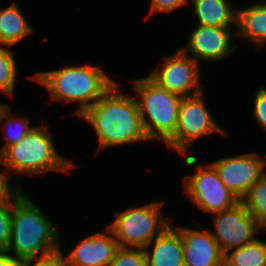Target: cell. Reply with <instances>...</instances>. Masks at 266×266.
<instances>
[{
    "label": "cell",
    "mask_w": 266,
    "mask_h": 266,
    "mask_svg": "<svg viewBox=\"0 0 266 266\" xmlns=\"http://www.w3.org/2000/svg\"><path fill=\"white\" fill-rule=\"evenodd\" d=\"M204 94L206 93L202 92L194 96L182 97L175 134L165 143V146L185 157L184 163L188 167H195L198 163L197 156L192 155L193 152L190 150V146L196 140L211 134H220L224 137L228 135V132L213 119V113L208 109Z\"/></svg>",
    "instance_id": "obj_6"
},
{
    "label": "cell",
    "mask_w": 266,
    "mask_h": 266,
    "mask_svg": "<svg viewBox=\"0 0 266 266\" xmlns=\"http://www.w3.org/2000/svg\"><path fill=\"white\" fill-rule=\"evenodd\" d=\"M264 157V158H263ZM224 185L241 201L251 186L266 172V153L245 152L210 162Z\"/></svg>",
    "instance_id": "obj_11"
},
{
    "label": "cell",
    "mask_w": 266,
    "mask_h": 266,
    "mask_svg": "<svg viewBox=\"0 0 266 266\" xmlns=\"http://www.w3.org/2000/svg\"><path fill=\"white\" fill-rule=\"evenodd\" d=\"M143 250L147 266H184L181 236L172 223Z\"/></svg>",
    "instance_id": "obj_15"
},
{
    "label": "cell",
    "mask_w": 266,
    "mask_h": 266,
    "mask_svg": "<svg viewBox=\"0 0 266 266\" xmlns=\"http://www.w3.org/2000/svg\"><path fill=\"white\" fill-rule=\"evenodd\" d=\"M118 82L79 118L94 129L98 152L108 147L150 142L147 138L135 96L120 92Z\"/></svg>",
    "instance_id": "obj_1"
},
{
    "label": "cell",
    "mask_w": 266,
    "mask_h": 266,
    "mask_svg": "<svg viewBox=\"0 0 266 266\" xmlns=\"http://www.w3.org/2000/svg\"><path fill=\"white\" fill-rule=\"evenodd\" d=\"M12 106L13 104L3 102L0 104V123L3 122L1 131L4 137L3 140H5L3 146L0 147V154L6 148L22 140L32 128L28 117L12 114Z\"/></svg>",
    "instance_id": "obj_19"
},
{
    "label": "cell",
    "mask_w": 266,
    "mask_h": 266,
    "mask_svg": "<svg viewBox=\"0 0 266 266\" xmlns=\"http://www.w3.org/2000/svg\"><path fill=\"white\" fill-rule=\"evenodd\" d=\"M119 248L113 232L106 226L104 232L94 233L80 240L70 253L60 255L75 266H109Z\"/></svg>",
    "instance_id": "obj_14"
},
{
    "label": "cell",
    "mask_w": 266,
    "mask_h": 266,
    "mask_svg": "<svg viewBox=\"0 0 266 266\" xmlns=\"http://www.w3.org/2000/svg\"><path fill=\"white\" fill-rule=\"evenodd\" d=\"M211 215L214 228L211 234L223 254L231 249L245 246L259 234V223L248 212L242 201Z\"/></svg>",
    "instance_id": "obj_10"
},
{
    "label": "cell",
    "mask_w": 266,
    "mask_h": 266,
    "mask_svg": "<svg viewBox=\"0 0 266 266\" xmlns=\"http://www.w3.org/2000/svg\"><path fill=\"white\" fill-rule=\"evenodd\" d=\"M253 106V116L257 121L256 123L266 131V87L264 85L256 90Z\"/></svg>",
    "instance_id": "obj_26"
},
{
    "label": "cell",
    "mask_w": 266,
    "mask_h": 266,
    "mask_svg": "<svg viewBox=\"0 0 266 266\" xmlns=\"http://www.w3.org/2000/svg\"><path fill=\"white\" fill-rule=\"evenodd\" d=\"M22 266H57V253L42 259L23 260Z\"/></svg>",
    "instance_id": "obj_28"
},
{
    "label": "cell",
    "mask_w": 266,
    "mask_h": 266,
    "mask_svg": "<svg viewBox=\"0 0 266 266\" xmlns=\"http://www.w3.org/2000/svg\"><path fill=\"white\" fill-rule=\"evenodd\" d=\"M23 260L14 258L7 253H0V266H22Z\"/></svg>",
    "instance_id": "obj_29"
},
{
    "label": "cell",
    "mask_w": 266,
    "mask_h": 266,
    "mask_svg": "<svg viewBox=\"0 0 266 266\" xmlns=\"http://www.w3.org/2000/svg\"><path fill=\"white\" fill-rule=\"evenodd\" d=\"M225 266H266V241L255 238L252 242L224 254Z\"/></svg>",
    "instance_id": "obj_20"
},
{
    "label": "cell",
    "mask_w": 266,
    "mask_h": 266,
    "mask_svg": "<svg viewBox=\"0 0 266 266\" xmlns=\"http://www.w3.org/2000/svg\"><path fill=\"white\" fill-rule=\"evenodd\" d=\"M185 198L205 213H216L239 202L236 196L221 181L219 173L209 162L196 165L194 174L183 177Z\"/></svg>",
    "instance_id": "obj_8"
},
{
    "label": "cell",
    "mask_w": 266,
    "mask_h": 266,
    "mask_svg": "<svg viewBox=\"0 0 266 266\" xmlns=\"http://www.w3.org/2000/svg\"><path fill=\"white\" fill-rule=\"evenodd\" d=\"M14 201L0 202V253H6L11 238V213Z\"/></svg>",
    "instance_id": "obj_24"
},
{
    "label": "cell",
    "mask_w": 266,
    "mask_h": 266,
    "mask_svg": "<svg viewBox=\"0 0 266 266\" xmlns=\"http://www.w3.org/2000/svg\"><path fill=\"white\" fill-rule=\"evenodd\" d=\"M231 28L201 26L196 24L186 39V46L180 49L190 55L196 62H219L229 56L237 46L232 45L233 34Z\"/></svg>",
    "instance_id": "obj_12"
},
{
    "label": "cell",
    "mask_w": 266,
    "mask_h": 266,
    "mask_svg": "<svg viewBox=\"0 0 266 266\" xmlns=\"http://www.w3.org/2000/svg\"><path fill=\"white\" fill-rule=\"evenodd\" d=\"M237 37H242L260 48L266 45V1L250 3L242 9L237 8ZM252 41V42H251ZM263 45V46H262Z\"/></svg>",
    "instance_id": "obj_16"
},
{
    "label": "cell",
    "mask_w": 266,
    "mask_h": 266,
    "mask_svg": "<svg viewBox=\"0 0 266 266\" xmlns=\"http://www.w3.org/2000/svg\"><path fill=\"white\" fill-rule=\"evenodd\" d=\"M231 0H191L192 12L201 26L236 28L237 7Z\"/></svg>",
    "instance_id": "obj_17"
},
{
    "label": "cell",
    "mask_w": 266,
    "mask_h": 266,
    "mask_svg": "<svg viewBox=\"0 0 266 266\" xmlns=\"http://www.w3.org/2000/svg\"><path fill=\"white\" fill-rule=\"evenodd\" d=\"M33 30L16 2L0 9V46L13 47L33 33Z\"/></svg>",
    "instance_id": "obj_18"
},
{
    "label": "cell",
    "mask_w": 266,
    "mask_h": 266,
    "mask_svg": "<svg viewBox=\"0 0 266 266\" xmlns=\"http://www.w3.org/2000/svg\"><path fill=\"white\" fill-rule=\"evenodd\" d=\"M28 78L42 85L51 100L77 103L72 114L81 116L116 82L99 65H66L52 71L37 72Z\"/></svg>",
    "instance_id": "obj_3"
},
{
    "label": "cell",
    "mask_w": 266,
    "mask_h": 266,
    "mask_svg": "<svg viewBox=\"0 0 266 266\" xmlns=\"http://www.w3.org/2000/svg\"><path fill=\"white\" fill-rule=\"evenodd\" d=\"M132 83L147 138L165 144L175 134L182 96L159 86L148 75Z\"/></svg>",
    "instance_id": "obj_5"
},
{
    "label": "cell",
    "mask_w": 266,
    "mask_h": 266,
    "mask_svg": "<svg viewBox=\"0 0 266 266\" xmlns=\"http://www.w3.org/2000/svg\"><path fill=\"white\" fill-rule=\"evenodd\" d=\"M201 224L192 229L174 227L181 236L184 266H223L224 254L211 231L201 229Z\"/></svg>",
    "instance_id": "obj_13"
},
{
    "label": "cell",
    "mask_w": 266,
    "mask_h": 266,
    "mask_svg": "<svg viewBox=\"0 0 266 266\" xmlns=\"http://www.w3.org/2000/svg\"><path fill=\"white\" fill-rule=\"evenodd\" d=\"M47 128L46 125L33 126L22 140L0 154V165L12 178L15 177L14 174L17 175L15 183L20 187L22 183L19 175L40 176L50 171L66 174L76 166L71 159L65 158L56 150L54 137Z\"/></svg>",
    "instance_id": "obj_4"
},
{
    "label": "cell",
    "mask_w": 266,
    "mask_h": 266,
    "mask_svg": "<svg viewBox=\"0 0 266 266\" xmlns=\"http://www.w3.org/2000/svg\"><path fill=\"white\" fill-rule=\"evenodd\" d=\"M165 201H153L123 212L114 211L113 221L107 227L113 232L119 247L144 248L170 224L163 214ZM165 216V217H164Z\"/></svg>",
    "instance_id": "obj_7"
},
{
    "label": "cell",
    "mask_w": 266,
    "mask_h": 266,
    "mask_svg": "<svg viewBox=\"0 0 266 266\" xmlns=\"http://www.w3.org/2000/svg\"><path fill=\"white\" fill-rule=\"evenodd\" d=\"M9 46H0V92L13 99L17 81V62Z\"/></svg>",
    "instance_id": "obj_21"
},
{
    "label": "cell",
    "mask_w": 266,
    "mask_h": 266,
    "mask_svg": "<svg viewBox=\"0 0 266 266\" xmlns=\"http://www.w3.org/2000/svg\"><path fill=\"white\" fill-rule=\"evenodd\" d=\"M185 5H188L186 0H150L149 14L145 19L147 20L152 14L173 12Z\"/></svg>",
    "instance_id": "obj_27"
},
{
    "label": "cell",
    "mask_w": 266,
    "mask_h": 266,
    "mask_svg": "<svg viewBox=\"0 0 266 266\" xmlns=\"http://www.w3.org/2000/svg\"><path fill=\"white\" fill-rule=\"evenodd\" d=\"M11 178L6 169L0 170V202L15 201L23 193L18 184L11 183Z\"/></svg>",
    "instance_id": "obj_25"
},
{
    "label": "cell",
    "mask_w": 266,
    "mask_h": 266,
    "mask_svg": "<svg viewBox=\"0 0 266 266\" xmlns=\"http://www.w3.org/2000/svg\"><path fill=\"white\" fill-rule=\"evenodd\" d=\"M109 266H147L145 252L142 248L119 247Z\"/></svg>",
    "instance_id": "obj_23"
},
{
    "label": "cell",
    "mask_w": 266,
    "mask_h": 266,
    "mask_svg": "<svg viewBox=\"0 0 266 266\" xmlns=\"http://www.w3.org/2000/svg\"><path fill=\"white\" fill-rule=\"evenodd\" d=\"M259 230H265L266 232V218L259 224Z\"/></svg>",
    "instance_id": "obj_31"
},
{
    "label": "cell",
    "mask_w": 266,
    "mask_h": 266,
    "mask_svg": "<svg viewBox=\"0 0 266 266\" xmlns=\"http://www.w3.org/2000/svg\"><path fill=\"white\" fill-rule=\"evenodd\" d=\"M57 266H75L64 259L60 253H57Z\"/></svg>",
    "instance_id": "obj_30"
},
{
    "label": "cell",
    "mask_w": 266,
    "mask_h": 266,
    "mask_svg": "<svg viewBox=\"0 0 266 266\" xmlns=\"http://www.w3.org/2000/svg\"><path fill=\"white\" fill-rule=\"evenodd\" d=\"M241 201L259 224L266 218V172L251 186Z\"/></svg>",
    "instance_id": "obj_22"
},
{
    "label": "cell",
    "mask_w": 266,
    "mask_h": 266,
    "mask_svg": "<svg viewBox=\"0 0 266 266\" xmlns=\"http://www.w3.org/2000/svg\"><path fill=\"white\" fill-rule=\"evenodd\" d=\"M23 192L12 205L11 238L7 254L20 260L42 259L60 251V230Z\"/></svg>",
    "instance_id": "obj_2"
},
{
    "label": "cell",
    "mask_w": 266,
    "mask_h": 266,
    "mask_svg": "<svg viewBox=\"0 0 266 266\" xmlns=\"http://www.w3.org/2000/svg\"><path fill=\"white\" fill-rule=\"evenodd\" d=\"M148 76L159 86L182 97H190L205 92L201 87V65L180 48L162 58Z\"/></svg>",
    "instance_id": "obj_9"
}]
</instances>
